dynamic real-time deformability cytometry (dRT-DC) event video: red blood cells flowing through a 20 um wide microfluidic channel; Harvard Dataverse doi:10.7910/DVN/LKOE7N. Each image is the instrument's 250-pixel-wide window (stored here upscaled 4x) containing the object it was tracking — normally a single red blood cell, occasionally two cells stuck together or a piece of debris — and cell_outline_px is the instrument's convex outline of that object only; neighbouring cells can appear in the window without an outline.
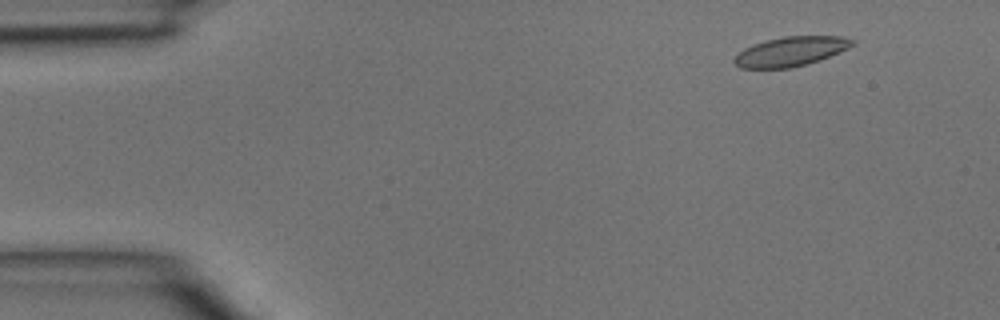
{"species": "common noctule bat (a hibernating species)", "species_latin": "Nyctalus noctula", "temperature_condition": "room temperature", "stored_images_in_passage": 4, "camera_frame_rate_fps": 3000, "um_per_image_px": 0.085, "animal": {"sex": "male", "body_mass_g": 15.6}, "frame": {"image": 1, "passage_image": 2, "time_ms": 0.333, "image_size_px": [1000, 320], "cell_outline_px": [[856, 44], [840, 52], [820, 60], [808, 64], [792, 68], [740, 68], [732, 60], [744, 48], [752, 44], [764, 40], [784, 36], [840, 36], [856, 40]], "centroid_in_image_um": [67.23, 4.37], "position_along_channel_um": 17.8, "area_um2": 20.46}}
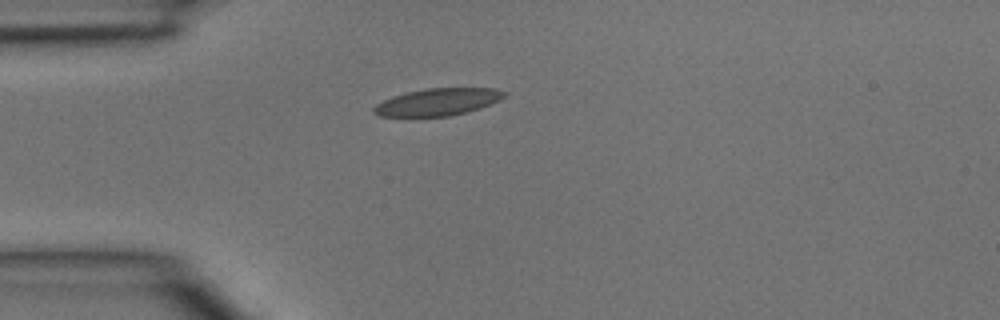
{"frame": {"image": 2, "passage_image": 4, "time_ms": 1.0, "image_size_px": [1000, 320], "cell_outline_px": [[508, 92], [500, 100], [492, 104], [480, 108], [448, 116], [380, 116], [372, 112], [372, 108], [376, 104], [392, 96], [404, 92], [428, 88], [496, 88]], "centroid_in_image_um": [37.21, 8.65], "position_along_channel_um": 47.8, "area_um2": 20.69}}